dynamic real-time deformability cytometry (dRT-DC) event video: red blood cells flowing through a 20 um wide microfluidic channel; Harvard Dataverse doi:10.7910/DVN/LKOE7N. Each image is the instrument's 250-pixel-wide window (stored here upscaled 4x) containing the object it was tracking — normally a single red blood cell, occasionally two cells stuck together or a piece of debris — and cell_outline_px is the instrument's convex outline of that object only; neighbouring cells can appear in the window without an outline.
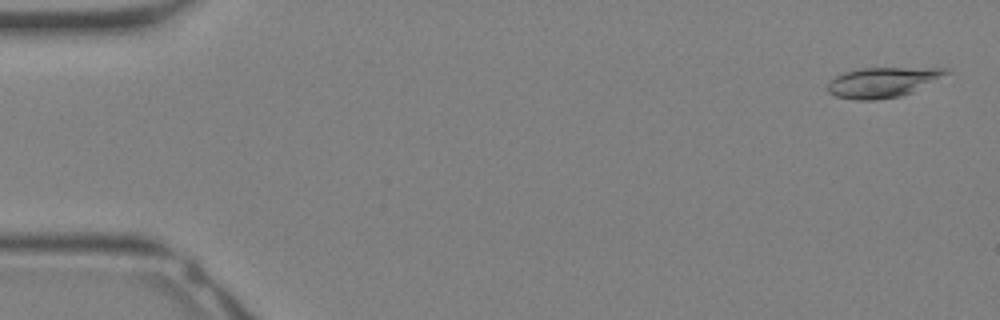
{"species": "Egyptian fruit bat (a non-hibernating species)", "species_latin": "Rousettus aegyptiacus", "temperature_condition": "warm", "stored_images_in_passage": 20, "camera_frame_rate_fps": 3000, "um_per_image_px": 0.085, "animal": {"sex": "female"}, "frame": {"image": 1, "passage_image": 1, "time_ms": 0.0, "image_size_px": [1000, 320], "cell_outline_px": [[948, 72], [912, 92], [900, 96], [876, 100], [856, 100], [836, 96], [828, 92], [828, 80], [836, 76], [860, 68], [948, 68]], "centroid_in_image_um": [74.95, 7.0], "position_along_channel_um": 10.1, "area_um2": 20.29}}
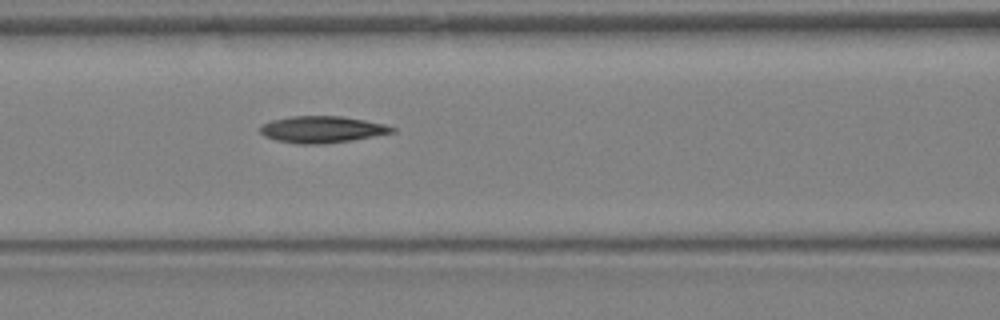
{"frame": {"image": 2, "passage_image": 14, "time_ms": 4.333, "image_size_px": [1000, 320], "cell_outline_px": [[396, 132], [352, 140], [324, 144], [296, 144], [276, 140], [264, 136], [260, 132], [260, 128], [264, 124], [272, 120], [292, 116], [344, 116], [384, 124], [396, 128]], "centroid_in_image_um": [27.39, 11.01], "position_along_channel_um": 139.2, "area_um2": 20.52}}
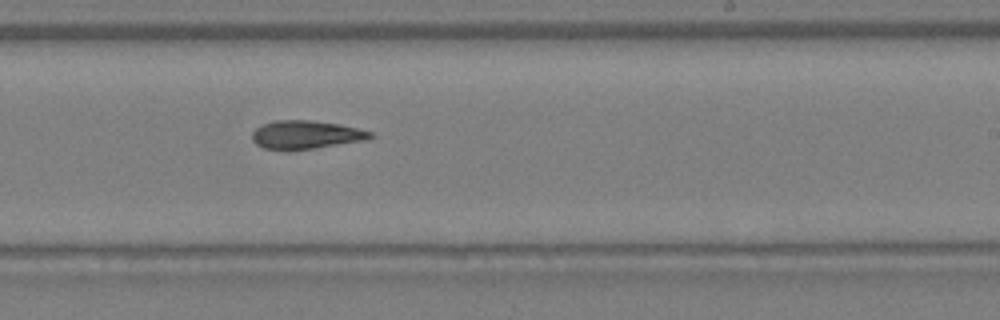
{"frame": {"image": 3, "passage_image": 20, "time_ms": 6.333, "image_size_px": [1000, 320], "cell_outline_px": [[376, 136], [368, 140], [288, 152], [264, 148], [256, 144], [252, 140], [252, 132], [256, 128], [264, 124], [276, 120], [308, 120], [340, 124], [372, 132]], "centroid_in_image_um": [26.0, 11.48], "position_along_channel_um": 263.0, "area_um2": 19.88}}